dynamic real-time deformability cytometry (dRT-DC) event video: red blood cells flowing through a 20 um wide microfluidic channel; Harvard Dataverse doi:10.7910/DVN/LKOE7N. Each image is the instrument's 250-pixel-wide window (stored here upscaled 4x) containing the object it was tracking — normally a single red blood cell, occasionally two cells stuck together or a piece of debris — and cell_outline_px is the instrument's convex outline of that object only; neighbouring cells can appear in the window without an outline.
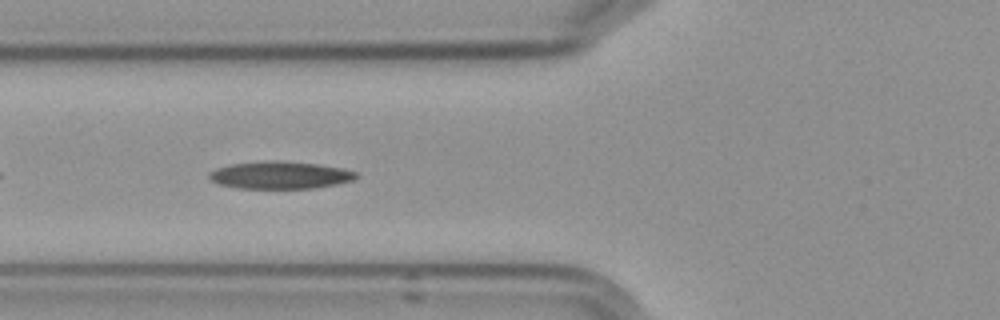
{"species": "Egyptian fruit bat (a non-hibernating species)", "species_latin": "Rousettus aegyptiacus", "temperature_condition": "cold", "stored_images_in_passage": 7, "camera_frame_rate_fps": 3000, "um_per_image_px": 0.085, "frame": {"image": 1, "passage_image": 6, "time_ms": 6.0, "image_size_px": [1000, 320], "cell_outline_px": [[360, 176], [352, 180], [336, 184], [316, 188], [240, 188], [220, 184], [212, 180], [208, 176], [208, 172], [216, 168], [228, 164], [264, 160], [276, 160], [316, 164], [340, 168], [356, 172]], "centroid_in_image_um": [23.78, 14.87], "position_along_channel_um": 102.0, "area_um2": 23.47}}
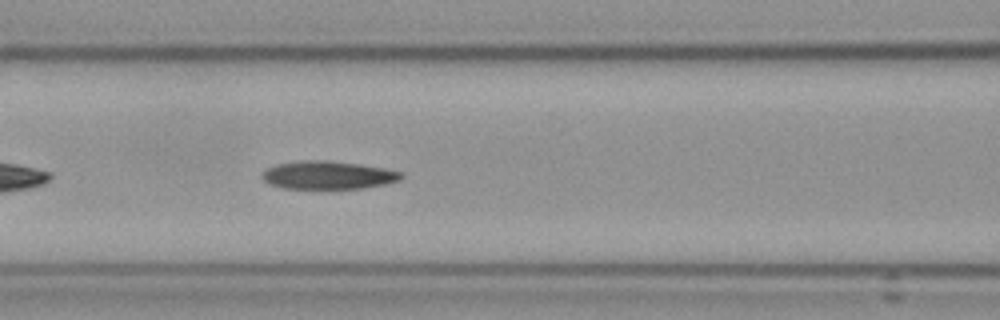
{"frame": {"image": 2, "passage_image": 7, "time_ms": 7.0, "image_size_px": [1000, 320], "cell_outline_px": [[404, 176], [400, 180], [384, 184], [364, 188], [284, 188], [272, 184], [264, 180], [260, 176], [268, 168], [276, 164], [300, 160], [324, 160], [360, 164], [384, 168], [404, 172]], "centroid_in_image_um": [27.92, 14.87], "position_along_channel_um": 138.7, "area_um2": 22.66}}